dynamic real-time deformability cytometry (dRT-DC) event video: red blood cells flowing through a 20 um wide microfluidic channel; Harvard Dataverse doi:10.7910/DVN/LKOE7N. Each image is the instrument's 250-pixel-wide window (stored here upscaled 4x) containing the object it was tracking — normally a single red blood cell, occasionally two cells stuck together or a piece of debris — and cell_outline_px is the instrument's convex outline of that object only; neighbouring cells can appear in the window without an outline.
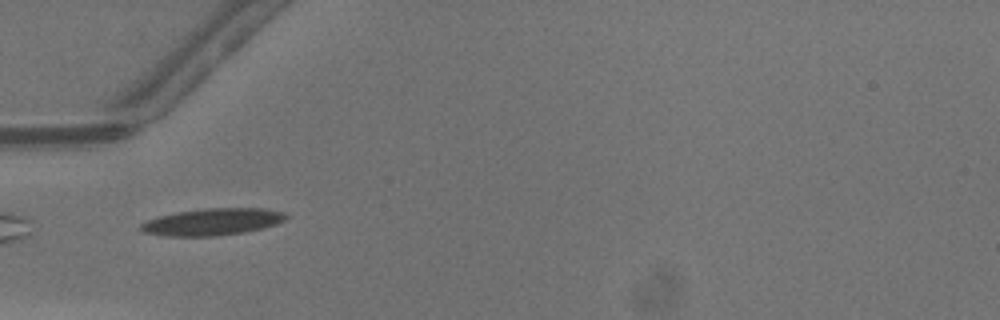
{"species": "common noctule bat (a hibernating species)", "species_latin": "Nyctalus noctula", "temperature_condition": "warm", "stored_images_in_passage": 32, "camera_frame_rate_fps": 3000, "um_per_image_px": 0.085, "animal": {"sex": "male", "body_mass_g": 13.3}, "frame": {"image": 1, "passage_image": 1, "time_ms": 0.0, "image_size_px": [1000, 320], "cell_outline_px": [[288, 216], [284, 220], [276, 224], [244, 232], [212, 236], [164, 236], [144, 232], [140, 228], [140, 224], [148, 220], [160, 216], [176, 212], [204, 208], [264, 208], [284, 212]], "centroid_in_image_um": [18.05, 18.85], "position_along_channel_um": 66.9, "area_um2": 22.6}}
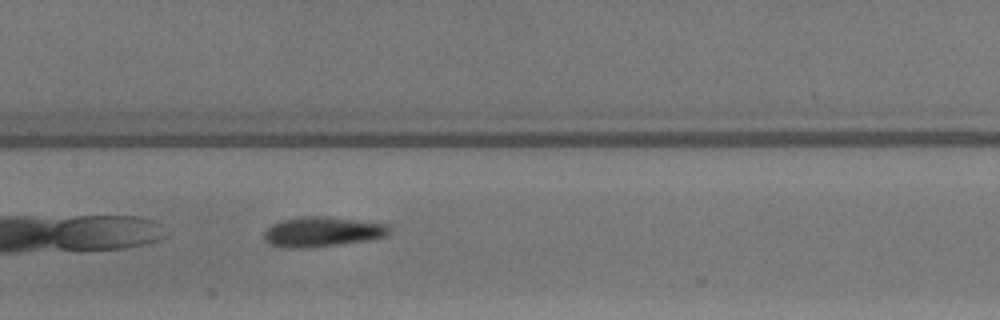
{"frame": {"image": 2, "passage_image": 9, "time_ms": 2.667, "image_size_px": [1000, 320], "cell_outline_px": [[392, 228], [384, 236], [368, 240], [312, 248], [284, 248], [268, 244], [264, 240], [264, 232], [272, 224], [284, 220], [308, 216], [324, 216], [388, 224]], "centroid_in_image_um": [27.37, 19.72], "position_along_channel_um": 180.0, "area_um2": 21.79}}
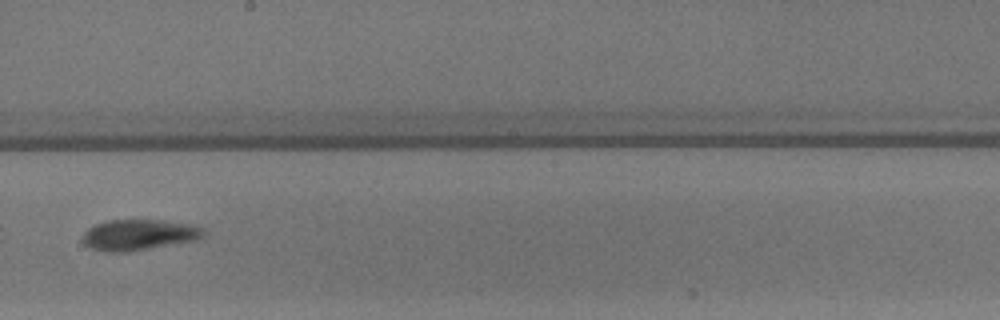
{"frame": {"image": 3, "passage_image": 13, "time_ms": 4.0, "image_size_px": [1000, 320], "cell_outline_px": [[204, 236], [192, 240], [128, 252], [108, 252], [92, 248], [84, 244], [84, 232], [88, 228], [96, 224], [112, 220], [160, 220], [192, 224], [204, 228]], "centroid_in_image_um": [11.8, 19.95], "position_along_channel_um": 236.4, "area_um2": 21.33}, "authors_computed_cell_mechanics": {"area_um2": 21.8195, "velocity_mm_per_s": 4.2539, "shape_relaxation_time_tau1_ms": 3.97, "shape_relaxation_time_tau2_ms": 1.5461, "deformation_change_tau1": 0.1614, "deformation_change_tau2": 0.0787}}